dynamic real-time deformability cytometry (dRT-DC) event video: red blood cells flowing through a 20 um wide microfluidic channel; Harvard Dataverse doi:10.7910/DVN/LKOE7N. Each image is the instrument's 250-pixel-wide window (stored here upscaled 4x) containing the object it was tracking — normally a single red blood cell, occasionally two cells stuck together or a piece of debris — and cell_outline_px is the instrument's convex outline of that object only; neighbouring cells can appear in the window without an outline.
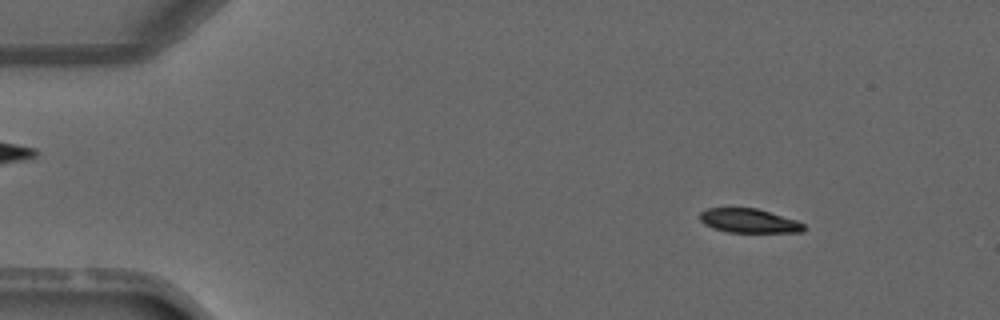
{"species": "common noctule bat (a hibernating species)", "species_latin": "Nyctalus noctula", "temperature_condition": "warm", "stored_images_in_passage": 2, "camera_frame_rate_fps": 3000, "um_per_image_px": 0.085, "animal": {"sex": "male", "forearm_length_mm": 52.5}, "frame": {"image": 1, "passage_image": 1, "time_ms": 0.0, "image_size_px": [1000, 320], "cell_outline_px": [[804, 228], [800, 232], [728, 232], [712, 228], [704, 224], [700, 220], [700, 212], [708, 208], [756, 208], [796, 220], [804, 224]], "centroid_in_image_um": [63.62, 18.76], "position_along_channel_um": 21.4, "area_um2": 14.45}}
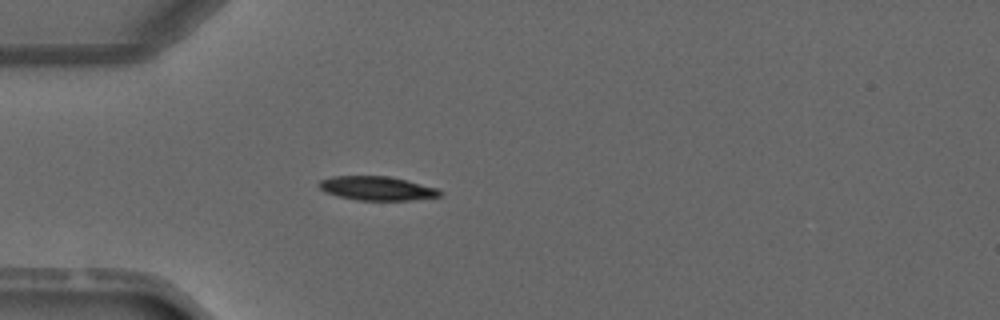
{"frame": {"image": 2, "passage_image": 2, "time_ms": 2.333, "image_size_px": [1000, 320], "cell_outline_px": [[444, 192], [440, 196], [408, 200], [356, 200], [324, 192], [316, 184], [320, 180], [332, 176], [392, 176], [440, 188]], "centroid_in_image_um": [32.07, 15.99], "position_along_channel_um": 52.9, "area_um2": 17.11}}